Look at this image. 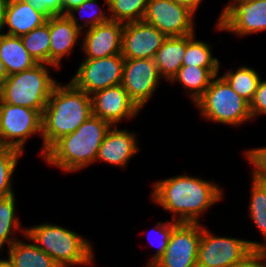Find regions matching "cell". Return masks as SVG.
<instances>
[{
  "label": "cell",
  "mask_w": 266,
  "mask_h": 267,
  "mask_svg": "<svg viewBox=\"0 0 266 267\" xmlns=\"http://www.w3.org/2000/svg\"><path fill=\"white\" fill-rule=\"evenodd\" d=\"M152 189V202L170 211L179 223H200L204 212L223 198L217 184L185 174L156 181Z\"/></svg>",
  "instance_id": "6da1fadb"
},
{
  "label": "cell",
  "mask_w": 266,
  "mask_h": 267,
  "mask_svg": "<svg viewBox=\"0 0 266 267\" xmlns=\"http://www.w3.org/2000/svg\"><path fill=\"white\" fill-rule=\"evenodd\" d=\"M91 115V96L71 81L66 85L58 82L42 114V157L57 140L76 131Z\"/></svg>",
  "instance_id": "7a4b0ae2"
},
{
  "label": "cell",
  "mask_w": 266,
  "mask_h": 267,
  "mask_svg": "<svg viewBox=\"0 0 266 267\" xmlns=\"http://www.w3.org/2000/svg\"><path fill=\"white\" fill-rule=\"evenodd\" d=\"M111 125L91 115L76 131L57 140L43 157L46 164L64 172H76L95 163L98 150Z\"/></svg>",
  "instance_id": "3957f363"
},
{
  "label": "cell",
  "mask_w": 266,
  "mask_h": 267,
  "mask_svg": "<svg viewBox=\"0 0 266 267\" xmlns=\"http://www.w3.org/2000/svg\"><path fill=\"white\" fill-rule=\"evenodd\" d=\"M26 235L59 267L94 264L91 241L60 225L41 223L26 227Z\"/></svg>",
  "instance_id": "277c9868"
},
{
  "label": "cell",
  "mask_w": 266,
  "mask_h": 267,
  "mask_svg": "<svg viewBox=\"0 0 266 267\" xmlns=\"http://www.w3.org/2000/svg\"><path fill=\"white\" fill-rule=\"evenodd\" d=\"M57 70L49 64L37 63L20 73L8 75L0 90V99L16 106L35 109L43 114L47 101L58 83L50 71Z\"/></svg>",
  "instance_id": "5b68a950"
},
{
  "label": "cell",
  "mask_w": 266,
  "mask_h": 267,
  "mask_svg": "<svg viewBox=\"0 0 266 267\" xmlns=\"http://www.w3.org/2000/svg\"><path fill=\"white\" fill-rule=\"evenodd\" d=\"M202 118L239 126L251 121L249 103L240 97L222 76L216 75L203 96L194 104Z\"/></svg>",
  "instance_id": "8992f818"
},
{
  "label": "cell",
  "mask_w": 266,
  "mask_h": 267,
  "mask_svg": "<svg viewBox=\"0 0 266 267\" xmlns=\"http://www.w3.org/2000/svg\"><path fill=\"white\" fill-rule=\"evenodd\" d=\"M264 243L235 237L214 236L201 224V239L198 248L197 267H235Z\"/></svg>",
  "instance_id": "52a82bcc"
},
{
  "label": "cell",
  "mask_w": 266,
  "mask_h": 267,
  "mask_svg": "<svg viewBox=\"0 0 266 267\" xmlns=\"http://www.w3.org/2000/svg\"><path fill=\"white\" fill-rule=\"evenodd\" d=\"M42 113L27 107L7 104L0 99V144L24 153L29 137L42 136Z\"/></svg>",
  "instance_id": "ba28073f"
},
{
  "label": "cell",
  "mask_w": 266,
  "mask_h": 267,
  "mask_svg": "<svg viewBox=\"0 0 266 267\" xmlns=\"http://www.w3.org/2000/svg\"><path fill=\"white\" fill-rule=\"evenodd\" d=\"M216 29L247 36L266 30V0H231L219 14Z\"/></svg>",
  "instance_id": "9c48e42d"
},
{
  "label": "cell",
  "mask_w": 266,
  "mask_h": 267,
  "mask_svg": "<svg viewBox=\"0 0 266 267\" xmlns=\"http://www.w3.org/2000/svg\"><path fill=\"white\" fill-rule=\"evenodd\" d=\"M125 59L121 54L96 59H83L70 80L88 95L119 85L122 81Z\"/></svg>",
  "instance_id": "30bf717a"
},
{
  "label": "cell",
  "mask_w": 266,
  "mask_h": 267,
  "mask_svg": "<svg viewBox=\"0 0 266 267\" xmlns=\"http://www.w3.org/2000/svg\"><path fill=\"white\" fill-rule=\"evenodd\" d=\"M195 13L173 0H148L143 21L155 26L166 37L195 34Z\"/></svg>",
  "instance_id": "8fae6325"
},
{
  "label": "cell",
  "mask_w": 266,
  "mask_h": 267,
  "mask_svg": "<svg viewBox=\"0 0 266 267\" xmlns=\"http://www.w3.org/2000/svg\"><path fill=\"white\" fill-rule=\"evenodd\" d=\"M201 223H179L172 231L165 253L152 267H197Z\"/></svg>",
  "instance_id": "7c38bea8"
},
{
  "label": "cell",
  "mask_w": 266,
  "mask_h": 267,
  "mask_svg": "<svg viewBox=\"0 0 266 267\" xmlns=\"http://www.w3.org/2000/svg\"><path fill=\"white\" fill-rule=\"evenodd\" d=\"M161 79L154 59H125L121 85L140 110L155 95Z\"/></svg>",
  "instance_id": "4fadbf2b"
},
{
  "label": "cell",
  "mask_w": 266,
  "mask_h": 267,
  "mask_svg": "<svg viewBox=\"0 0 266 267\" xmlns=\"http://www.w3.org/2000/svg\"><path fill=\"white\" fill-rule=\"evenodd\" d=\"M166 38L143 20L124 23L121 55L124 59H154Z\"/></svg>",
  "instance_id": "5bb4252c"
},
{
  "label": "cell",
  "mask_w": 266,
  "mask_h": 267,
  "mask_svg": "<svg viewBox=\"0 0 266 267\" xmlns=\"http://www.w3.org/2000/svg\"><path fill=\"white\" fill-rule=\"evenodd\" d=\"M91 96L92 114L117 126L124 119L136 117L140 109L119 84L94 92Z\"/></svg>",
  "instance_id": "9a60e30c"
},
{
  "label": "cell",
  "mask_w": 266,
  "mask_h": 267,
  "mask_svg": "<svg viewBox=\"0 0 266 267\" xmlns=\"http://www.w3.org/2000/svg\"><path fill=\"white\" fill-rule=\"evenodd\" d=\"M124 23L108 21L85 29L81 50L85 59H96L121 54Z\"/></svg>",
  "instance_id": "2e32d148"
},
{
  "label": "cell",
  "mask_w": 266,
  "mask_h": 267,
  "mask_svg": "<svg viewBox=\"0 0 266 267\" xmlns=\"http://www.w3.org/2000/svg\"><path fill=\"white\" fill-rule=\"evenodd\" d=\"M137 140L136 132L111 126L99 147L95 163L103 161L112 166L126 167L129 160L140 151Z\"/></svg>",
  "instance_id": "e0dca14e"
},
{
  "label": "cell",
  "mask_w": 266,
  "mask_h": 267,
  "mask_svg": "<svg viewBox=\"0 0 266 267\" xmlns=\"http://www.w3.org/2000/svg\"><path fill=\"white\" fill-rule=\"evenodd\" d=\"M50 65L59 69L62 59L78 45L82 30L76 27L67 15L49 17ZM77 43V44H76Z\"/></svg>",
  "instance_id": "ac0fdd59"
},
{
  "label": "cell",
  "mask_w": 266,
  "mask_h": 267,
  "mask_svg": "<svg viewBox=\"0 0 266 267\" xmlns=\"http://www.w3.org/2000/svg\"><path fill=\"white\" fill-rule=\"evenodd\" d=\"M48 17L24 0H8L5 12L6 33L22 36L47 22Z\"/></svg>",
  "instance_id": "d6986e66"
},
{
  "label": "cell",
  "mask_w": 266,
  "mask_h": 267,
  "mask_svg": "<svg viewBox=\"0 0 266 267\" xmlns=\"http://www.w3.org/2000/svg\"><path fill=\"white\" fill-rule=\"evenodd\" d=\"M186 52V35L167 37L155 54L154 61L158 72L165 81L170 82L179 69Z\"/></svg>",
  "instance_id": "ffe728a7"
},
{
  "label": "cell",
  "mask_w": 266,
  "mask_h": 267,
  "mask_svg": "<svg viewBox=\"0 0 266 267\" xmlns=\"http://www.w3.org/2000/svg\"><path fill=\"white\" fill-rule=\"evenodd\" d=\"M219 70L220 68L182 66L170 82L182 84L181 86L186 92L188 91L189 98L195 104L203 96L212 79L219 75Z\"/></svg>",
  "instance_id": "44dd1931"
},
{
  "label": "cell",
  "mask_w": 266,
  "mask_h": 267,
  "mask_svg": "<svg viewBox=\"0 0 266 267\" xmlns=\"http://www.w3.org/2000/svg\"><path fill=\"white\" fill-rule=\"evenodd\" d=\"M0 60L8 75L20 73L37 64L23 46L21 38L7 34L0 35Z\"/></svg>",
  "instance_id": "7402d4cb"
},
{
  "label": "cell",
  "mask_w": 266,
  "mask_h": 267,
  "mask_svg": "<svg viewBox=\"0 0 266 267\" xmlns=\"http://www.w3.org/2000/svg\"><path fill=\"white\" fill-rule=\"evenodd\" d=\"M30 243L18 239L8 247V258L13 267H59V265L31 239L25 235Z\"/></svg>",
  "instance_id": "603a6c76"
},
{
  "label": "cell",
  "mask_w": 266,
  "mask_h": 267,
  "mask_svg": "<svg viewBox=\"0 0 266 267\" xmlns=\"http://www.w3.org/2000/svg\"><path fill=\"white\" fill-rule=\"evenodd\" d=\"M16 202L15 194L0 199V249L2 250L5 244L10 247L18 240L14 235V231L21 232L26 235V227L20 225L19 217H16ZM14 236H12V235ZM12 236V237H11Z\"/></svg>",
  "instance_id": "cb8c5ba5"
},
{
  "label": "cell",
  "mask_w": 266,
  "mask_h": 267,
  "mask_svg": "<svg viewBox=\"0 0 266 267\" xmlns=\"http://www.w3.org/2000/svg\"><path fill=\"white\" fill-rule=\"evenodd\" d=\"M231 88L244 100L250 103L261 80L258 72L248 66H241L235 71L227 70L221 75Z\"/></svg>",
  "instance_id": "d4e9b609"
},
{
  "label": "cell",
  "mask_w": 266,
  "mask_h": 267,
  "mask_svg": "<svg viewBox=\"0 0 266 267\" xmlns=\"http://www.w3.org/2000/svg\"><path fill=\"white\" fill-rule=\"evenodd\" d=\"M50 31L49 18L43 25L20 36L23 46L36 63L50 65Z\"/></svg>",
  "instance_id": "484cf974"
},
{
  "label": "cell",
  "mask_w": 266,
  "mask_h": 267,
  "mask_svg": "<svg viewBox=\"0 0 266 267\" xmlns=\"http://www.w3.org/2000/svg\"><path fill=\"white\" fill-rule=\"evenodd\" d=\"M195 37V34L186 35V52L182 66L220 68L221 62L212 56V46L202 40H196Z\"/></svg>",
  "instance_id": "4316f807"
},
{
  "label": "cell",
  "mask_w": 266,
  "mask_h": 267,
  "mask_svg": "<svg viewBox=\"0 0 266 267\" xmlns=\"http://www.w3.org/2000/svg\"><path fill=\"white\" fill-rule=\"evenodd\" d=\"M249 217L260 231L266 246V180L251 178Z\"/></svg>",
  "instance_id": "83f0119b"
},
{
  "label": "cell",
  "mask_w": 266,
  "mask_h": 267,
  "mask_svg": "<svg viewBox=\"0 0 266 267\" xmlns=\"http://www.w3.org/2000/svg\"><path fill=\"white\" fill-rule=\"evenodd\" d=\"M148 0H108L107 13L112 21L123 23L143 20Z\"/></svg>",
  "instance_id": "f1b7e54d"
},
{
  "label": "cell",
  "mask_w": 266,
  "mask_h": 267,
  "mask_svg": "<svg viewBox=\"0 0 266 267\" xmlns=\"http://www.w3.org/2000/svg\"><path fill=\"white\" fill-rule=\"evenodd\" d=\"M22 155L24 153L15 148H0V199L14 194L12 176Z\"/></svg>",
  "instance_id": "f546056e"
},
{
  "label": "cell",
  "mask_w": 266,
  "mask_h": 267,
  "mask_svg": "<svg viewBox=\"0 0 266 267\" xmlns=\"http://www.w3.org/2000/svg\"><path fill=\"white\" fill-rule=\"evenodd\" d=\"M107 6H108V0H103ZM98 0H85L82 4L79 6L71 9L66 15L69 17L71 22L78 28H80L82 31L85 29H89L92 27L97 26L98 24H102L105 22L110 21L109 13L107 15L106 11L101 8L98 10V7L100 4L98 3ZM96 4V5H95ZM98 6V7H97ZM98 10V11H97ZM83 12H89L88 18L83 19ZM76 14L84 20V25H81V23L78 22V18H76ZM87 15V14H86ZM85 26V27H84Z\"/></svg>",
  "instance_id": "4dcf8cb0"
},
{
  "label": "cell",
  "mask_w": 266,
  "mask_h": 267,
  "mask_svg": "<svg viewBox=\"0 0 266 267\" xmlns=\"http://www.w3.org/2000/svg\"><path fill=\"white\" fill-rule=\"evenodd\" d=\"M179 224V222H176L174 220L170 221H165V222H158L151 231H155V235L157 233V236L160 240L156 241L157 244L150 239V234L152 233L151 231L149 232L147 236V240H150L151 245L158 246L156 253L153 255V257L149 260L147 266H152L164 253L167 248L171 233L173 229ZM148 233V232H147ZM154 236V235H152ZM152 238V237H151ZM155 239V238H154ZM155 243V244H154Z\"/></svg>",
  "instance_id": "1f68e13d"
},
{
  "label": "cell",
  "mask_w": 266,
  "mask_h": 267,
  "mask_svg": "<svg viewBox=\"0 0 266 267\" xmlns=\"http://www.w3.org/2000/svg\"><path fill=\"white\" fill-rule=\"evenodd\" d=\"M244 153L248 162L254 166L251 169V178L266 180V147L249 149Z\"/></svg>",
  "instance_id": "d6a6232c"
},
{
  "label": "cell",
  "mask_w": 266,
  "mask_h": 267,
  "mask_svg": "<svg viewBox=\"0 0 266 267\" xmlns=\"http://www.w3.org/2000/svg\"><path fill=\"white\" fill-rule=\"evenodd\" d=\"M251 118L266 115V80H260L252 101L249 103Z\"/></svg>",
  "instance_id": "836d02e7"
},
{
  "label": "cell",
  "mask_w": 266,
  "mask_h": 267,
  "mask_svg": "<svg viewBox=\"0 0 266 267\" xmlns=\"http://www.w3.org/2000/svg\"><path fill=\"white\" fill-rule=\"evenodd\" d=\"M38 11L50 16L63 15L62 0H24Z\"/></svg>",
  "instance_id": "e575fe53"
},
{
  "label": "cell",
  "mask_w": 266,
  "mask_h": 267,
  "mask_svg": "<svg viewBox=\"0 0 266 267\" xmlns=\"http://www.w3.org/2000/svg\"><path fill=\"white\" fill-rule=\"evenodd\" d=\"M235 267H266V254L261 249H255Z\"/></svg>",
  "instance_id": "d590c367"
},
{
  "label": "cell",
  "mask_w": 266,
  "mask_h": 267,
  "mask_svg": "<svg viewBox=\"0 0 266 267\" xmlns=\"http://www.w3.org/2000/svg\"><path fill=\"white\" fill-rule=\"evenodd\" d=\"M173 1L176 2L177 4L186 6L187 8L192 10L195 14L200 6V3L202 2V0H173Z\"/></svg>",
  "instance_id": "8d00e7d4"
},
{
  "label": "cell",
  "mask_w": 266,
  "mask_h": 267,
  "mask_svg": "<svg viewBox=\"0 0 266 267\" xmlns=\"http://www.w3.org/2000/svg\"><path fill=\"white\" fill-rule=\"evenodd\" d=\"M85 0H62L63 2V15H66L71 9L79 6Z\"/></svg>",
  "instance_id": "74e56055"
},
{
  "label": "cell",
  "mask_w": 266,
  "mask_h": 267,
  "mask_svg": "<svg viewBox=\"0 0 266 267\" xmlns=\"http://www.w3.org/2000/svg\"><path fill=\"white\" fill-rule=\"evenodd\" d=\"M8 0H0V35L4 34L2 31L5 28V12Z\"/></svg>",
  "instance_id": "f35d334b"
},
{
  "label": "cell",
  "mask_w": 266,
  "mask_h": 267,
  "mask_svg": "<svg viewBox=\"0 0 266 267\" xmlns=\"http://www.w3.org/2000/svg\"><path fill=\"white\" fill-rule=\"evenodd\" d=\"M7 77H8V73H7L6 67L0 60V90L2 89L3 84L6 81Z\"/></svg>",
  "instance_id": "ab89813d"
},
{
  "label": "cell",
  "mask_w": 266,
  "mask_h": 267,
  "mask_svg": "<svg viewBox=\"0 0 266 267\" xmlns=\"http://www.w3.org/2000/svg\"><path fill=\"white\" fill-rule=\"evenodd\" d=\"M0 267H13L11 261L7 257H0Z\"/></svg>",
  "instance_id": "60d3db41"
},
{
  "label": "cell",
  "mask_w": 266,
  "mask_h": 267,
  "mask_svg": "<svg viewBox=\"0 0 266 267\" xmlns=\"http://www.w3.org/2000/svg\"><path fill=\"white\" fill-rule=\"evenodd\" d=\"M261 250H263L264 253L266 254V246H264Z\"/></svg>",
  "instance_id": "b9f144b4"
}]
</instances>
